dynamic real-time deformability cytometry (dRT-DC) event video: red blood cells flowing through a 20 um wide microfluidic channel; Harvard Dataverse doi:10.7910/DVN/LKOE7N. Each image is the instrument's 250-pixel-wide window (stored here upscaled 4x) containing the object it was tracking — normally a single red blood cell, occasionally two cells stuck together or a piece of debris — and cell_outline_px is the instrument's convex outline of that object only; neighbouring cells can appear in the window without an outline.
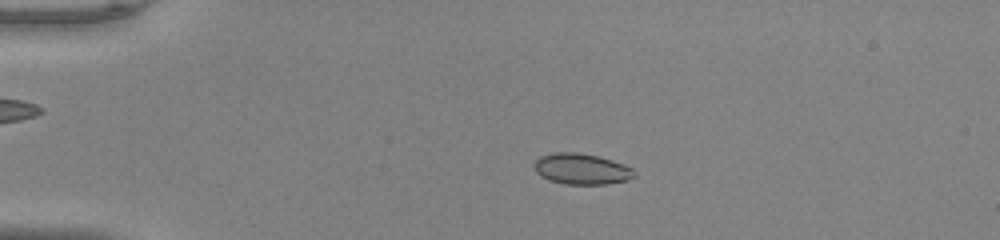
{"species": "common noctule bat (a hibernating species)", "species_latin": "Nyctalus noctula", "temperature_condition": "warm", "stored_images_in_passage": 52, "camera_frame_rate_fps": 3000, "um_per_image_px": 0.085, "animal": {"sex": "male", "body_mass_g": 20.0, "forearm_length_mm": 53.3}, "frame": {"image": 1, "passage_image": 13, "time_ms": 4.0, "image_size_px": [1000, 240], "cell_outline_px": [[636, 176], [628, 180], [608, 184], [564, 184], [548, 180], [540, 176], [536, 172], [532, 164], [540, 156], [556, 152], [576, 152], [596, 156], [612, 160], [624, 164], [632, 168], [636, 172]], "centroid_in_image_um": [49.42, 14.37], "position_along_channel_um": 35.6, "area_um2": 18.21}}
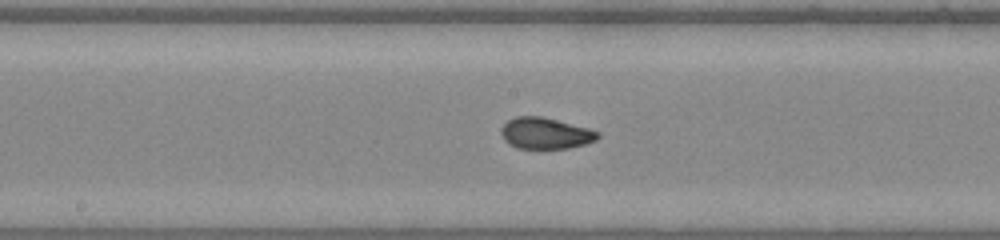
{"frame": {"image": 2, "passage_image": 29, "time_ms": 9.333, "image_size_px": [1000, 240], "cell_outline_px": [[600, 136], [596, 140], [584, 144], [568, 148], [516, 148], [508, 144], [504, 140], [500, 132], [500, 128], [508, 120], [516, 116], [544, 116], [588, 128], [600, 132]], "centroid_in_image_um": [46.34, 11.32], "position_along_channel_um": 201.9, "area_um2": 17.74}}
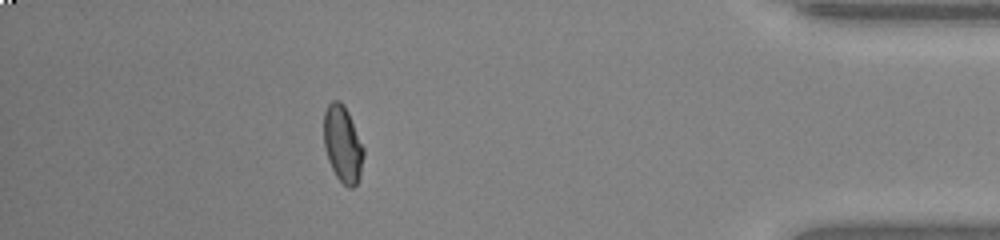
{"frame": {"image": 3, "passage_image": 47, "time_ms": 15.333, "image_size_px": [1000, 240], "cell_outline_px": [[364, 156], [360, 176], [356, 184], [352, 188], [348, 188], [336, 176], [328, 160], [324, 144], [324, 112], [328, 104], [332, 100], [340, 100], [344, 104], [348, 112], [364, 148]], "centroid_in_image_um": [29.13, 12.24], "position_along_channel_um": 406.1, "area_um2": 17.74}, "authors_computed_cell_mechanics": {"area_um2": 17.5712, "velocity_mm_per_s": 4.1122, "shape_relaxation_time_tau1_ms": null, "shape_relaxation_time_tau2_ms": 0.9834, "deformation_change_tau1": null, "deformation_change_tau2": 0.0407}}